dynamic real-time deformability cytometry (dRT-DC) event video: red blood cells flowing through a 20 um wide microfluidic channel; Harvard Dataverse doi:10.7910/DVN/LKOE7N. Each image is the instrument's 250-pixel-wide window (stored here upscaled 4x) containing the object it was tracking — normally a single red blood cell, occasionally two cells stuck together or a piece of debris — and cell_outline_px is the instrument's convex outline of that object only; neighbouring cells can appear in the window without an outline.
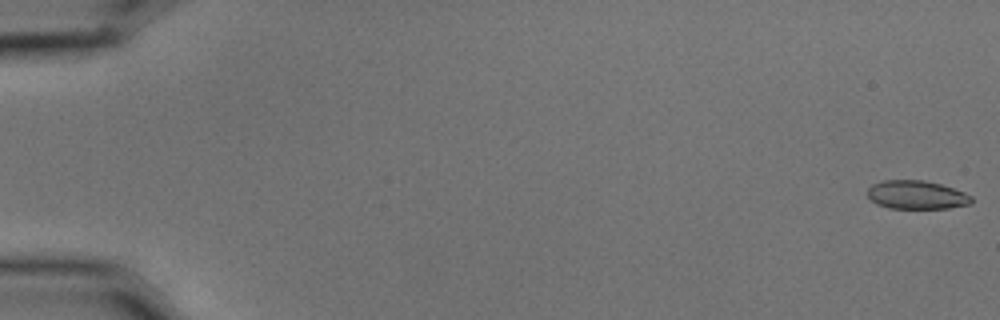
{"species": "common noctule bat (a hibernating species)", "species_latin": "Nyctalus noctula", "temperature_condition": "cold", "stored_images_in_passage": 57, "camera_frame_rate_fps": 3000, "um_per_image_px": 0.085, "animal": {"sex": "male", "body_mass_g": 15.6}, "frame": {"image": 1, "passage_image": 1, "time_ms": 0.0, "image_size_px": [1000, 320], "cell_outline_px": [[972, 200], [968, 204], [948, 208], [888, 208], [876, 204], [868, 196], [868, 188], [872, 184], [884, 180], [924, 180], [940, 184], [964, 192], [972, 196]], "centroid_in_image_um": [77.88, 16.56], "position_along_channel_um": 7.1, "area_um2": 17.17}}
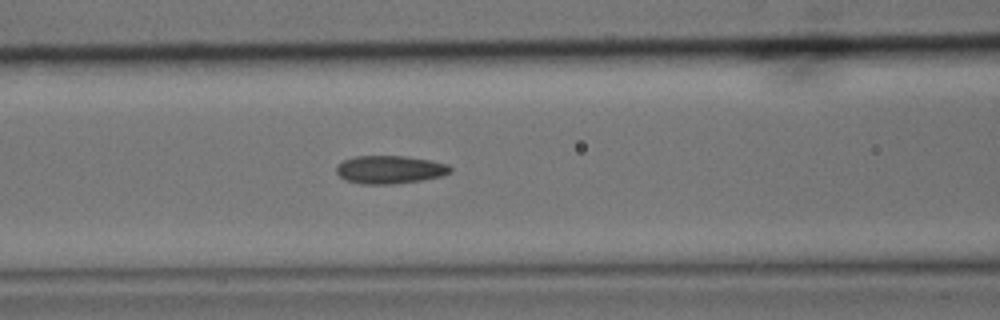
{"frame": {"image": 2, "passage_image": 25, "time_ms": 8.0, "image_size_px": [1000, 320], "cell_outline_px": [[452, 172], [440, 176], [420, 180], [392, 184], [360, 184], [348, 180], [340, 176], [336, 172], [336, 164], [344, 160], [356, 156], [404, 156], [432, 160], [448, 164], [452, 168]], "centroid_in_image_um": [33.14, 14.41], "position_along_channel_um": 133.5, "area_um2": 18.61}}
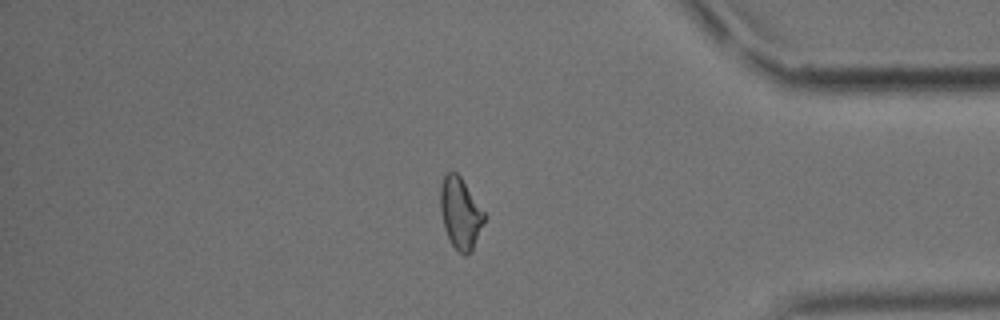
{"frame": {"image": 3, "passage_image": 49, "time_ms": 16.0, "image_size_px": [1000, 320], "cell_outline_px": [[484, 220], [472, 248], [464, 256], [452, 244], [444, 228], [440, 212], [440, 188], [444, 176], [448, 172], [456, 172], [460, 176], [484, 212]], "centroid_in_image_um": [39.09, 18.08], "position_along_channel_um": 396.1, "area_um2": 17.63}, "authors_computed_cell_mechanics": {"area_um2": 18.207, "velocity_mm_per_s": 3.5716, "shape_relaxation_time_tau1_ms": null, "shape_relaxation_time_tau2_ms": 4.8182, "deformation_change_tau1": null, "deformation_change_tau2": 0.0934}}